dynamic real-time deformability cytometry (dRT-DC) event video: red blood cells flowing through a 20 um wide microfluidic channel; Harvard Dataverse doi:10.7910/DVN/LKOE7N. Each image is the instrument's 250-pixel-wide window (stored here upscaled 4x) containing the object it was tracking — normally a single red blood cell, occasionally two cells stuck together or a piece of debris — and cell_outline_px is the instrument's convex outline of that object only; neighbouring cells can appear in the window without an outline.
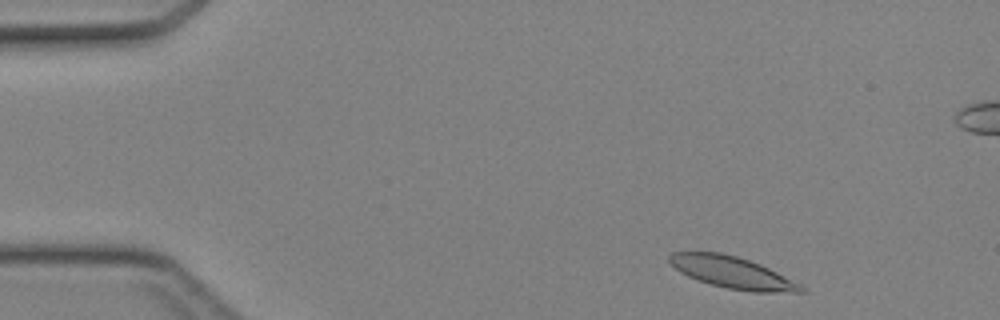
{"species": "Egyptian fruit bat (a non-hibernating species)", "species_latin": "Rousettus aegyptiacus", "temperature_condition": "cold", "stored_images_in_passage": 42, "camera_frame_rate_fps": 3000, "um_per_image_px": 0.085, "animal": {"sex": "female"}, "frame": {"image": 1, "passage_image": 2, "time_ms": 0.333, "image_size_px": [1000, 320], "cell_outline_px": [[808, 292], [752, 292], [728, 288], [696, 280], [680, 272], [668, 260], [668, 256], [672, 252], [720, 252], [736, 256], [760, 264], [808, 288]], "centroid_in_image_um": [62.26, 23.17], "position_along_channel_um": 22.7, "area_um2": 24.16}}
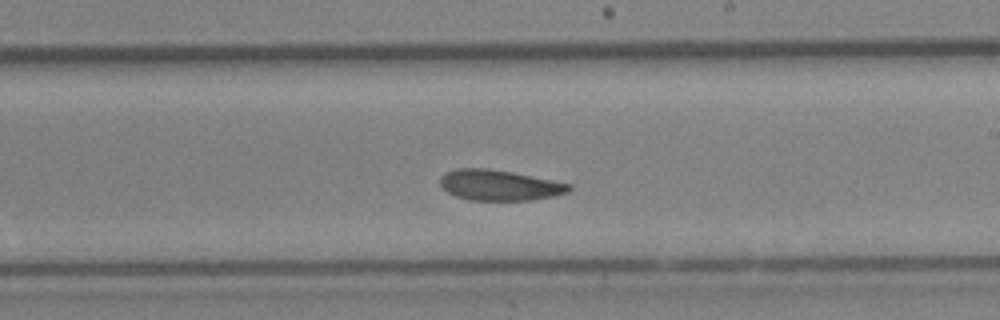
{"frame": {"image": 2, "passage_image": 23, "time_ms": 7.333, "image_size_px": [1000, 320], "cell_outline_px": [[572, 188], [568, 192], [556, 196], [532, 200], [468, 200], [456, 196], [448, 192], [440, 184], [440, 176], [444, 172], [456, 168], [484, 168], [512, 172], [572, 184]], "centroid_in_image_um": [42.45, 15.74], "position_along_channel_um": 246.5, "area_um2": 23.06}}
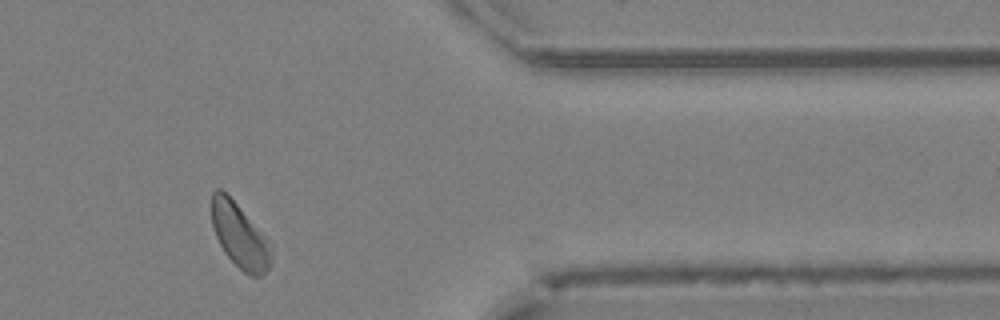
{"frame": {"image": 3, "passage_image": 34, "time_ms": 11.0, "image_size_px": [1000, 320], "cell_outline_px": [[272, 260], [268, 268], [260, 276], [252, 276], [244, 272], [224, 252], [216, 236], [212, 224], [212, 192], [216, 188], [220, 188], [236, 204], [272, 244]], "centroid_in_image_um": [20.39, 20.05], "position_along_channel_um": 391.0, "area_um2": 21.91}}